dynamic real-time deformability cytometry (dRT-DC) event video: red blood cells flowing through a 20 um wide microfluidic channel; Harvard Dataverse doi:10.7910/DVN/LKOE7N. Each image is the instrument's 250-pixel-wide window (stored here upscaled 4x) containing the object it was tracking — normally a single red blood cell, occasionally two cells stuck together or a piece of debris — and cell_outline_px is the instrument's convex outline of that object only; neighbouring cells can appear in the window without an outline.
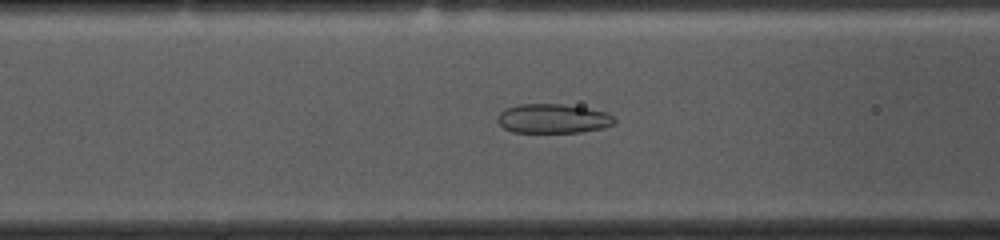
{"species": "common noctule bat (a hibernating species)", "species_latin": "Nyctalus noctula", "temperature_condition": "cold", "stored_images_in_passage": 54, "camera_frame_rate_fps": 3000, "um_per_image_px": 0.085, "animal": {"sex": "female", "body_mass_g": 10.0, "forearm_length_mm": 53.1}, "frame": {"image": 1, "passage_image": 20, "time_ms": 6.333, "image_size_px": [1000, 240], "cell_outline_px": [[616, 124], [604, 128], [580, 132], [512, 132], [504, 128], [496, 120], [496, 116], [504, 108], [520, 104], [560, 104], [588, 108], [604, 112], [612, 116], [616, 120]], "centroid_in_image_um": [46.99, 10.08], "position_along_channel_um": 119.6, "area_um2": 20.06}}
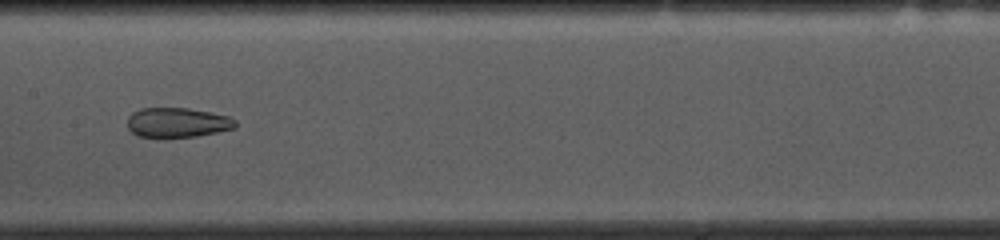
{"frame": {"image": 2, "passage_image": 26, "time_ms": 8.333, "image_size_px": [1000, 240], "cell_outline_px": [[236, 128], [196, 136], [164, 140], [136, 136], [128, 128], [128, 116], [132, 112], [140, 108], [188, 108], [228, 116], [236, 120]], "centroid_in_image_um": [15.02, 10.45], "position_along_channel_um": 192.4, "area_um2": 19.31}}
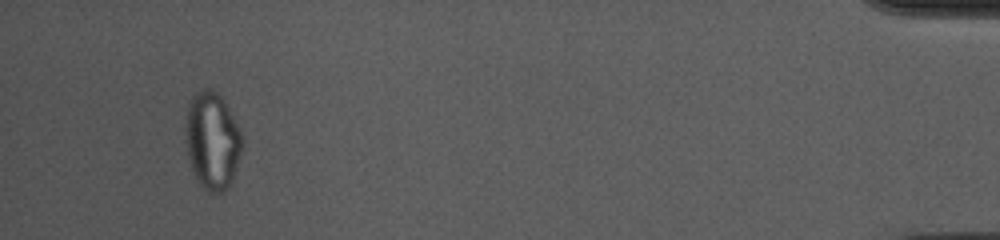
{"frame": {"image": 3, "passage_image": 51, "time_ms": 16.667, "image_size_px": [1000, 240], "cell_outline_px": [[244, 148], [232, 180], [228, 188], [220, 192], [208, 192], [196, 180], [188, 156], [184, 132], [184, 128], [188, 104], [192, 96], [196, 92], [204, 88], [208, 88], [216, 92], [224, 100], [240, 128], [244, 144]], "centroid_in_image_um": [18.05, 11.95], "position_along_channel_um": 417.1, "area_um2": 32.6}, "authors_computed_cell_mechanics": {"area_um2": 25.3742, "velocity_mm_per_s": 3.6258, "shape_relaxation_time_tau1_ms": null, "shape_relaxation_time_tau2_ms": 2.246, "deformation_change_tau1": null, "deformation_change_tau2": 0.0799}}